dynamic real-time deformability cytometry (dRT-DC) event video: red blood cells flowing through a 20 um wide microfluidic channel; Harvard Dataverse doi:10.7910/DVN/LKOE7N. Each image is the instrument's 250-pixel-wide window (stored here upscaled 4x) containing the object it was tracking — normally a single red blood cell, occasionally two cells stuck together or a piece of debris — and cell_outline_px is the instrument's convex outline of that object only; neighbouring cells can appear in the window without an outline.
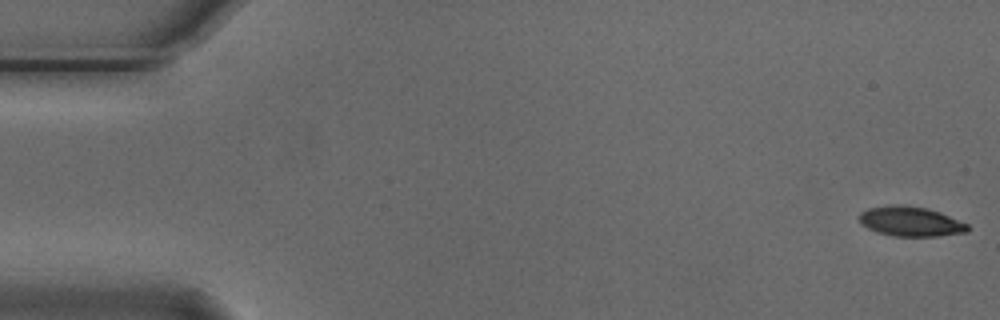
{"species": "Egyptian fruit bat (a non-hibernating species)", "species_latin": "Rousettus aegyptiacus", "temperature_condition": "cold", "stored_images_in_passage": 7, "camera_frame_rate_fps": 3000, "um_per_image_px": 0.085, "animal": {"sex": "male"}, "frame": {"image": 1, "passage_image": 1, "time_ms": 0.0, "image_size_px": [1000, 320], "cell_outline_px": [[972, 228], [968, 232], [936, 236], [892, 236], [876, 232], [860, 224], [856, 216], [860, 212], [868, 208], [896, 204], [924, 208], [940, 212], [968, 224]], "centroid_in_image_um": [77.37, 18.83], "position_along_channel_um": 7.6, "area_um2": 18.96}}